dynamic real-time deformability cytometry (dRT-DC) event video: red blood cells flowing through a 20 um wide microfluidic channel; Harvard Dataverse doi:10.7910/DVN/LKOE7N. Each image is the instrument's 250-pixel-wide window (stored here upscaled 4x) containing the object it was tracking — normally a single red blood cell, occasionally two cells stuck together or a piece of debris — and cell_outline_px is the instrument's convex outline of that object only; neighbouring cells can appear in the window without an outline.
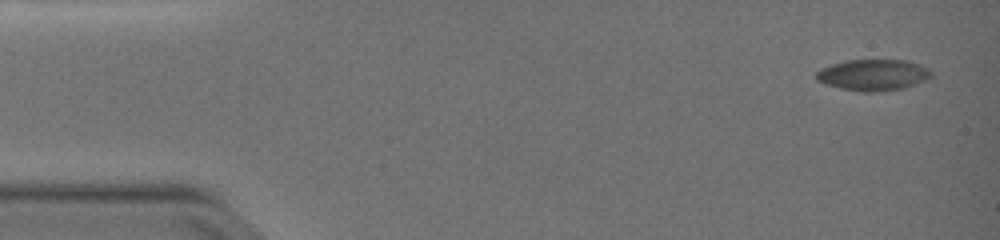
{"species": "common noctule bat (a hibernating species)", "species_latin": "Nyctalus noctula", "temperature_condition": "warm", "stored_images_in_passage": 9, "camera_frame_rate_fps": 3000, "um_per_image_px": 0.085, "animal": {"sex": "female", "body_mass_g": 19.0, "forearm_length_mm": 51.5}, "frame": {"image": 1, "passage_image": 1, "time_ms": 0.0, "image_size_px": [1000, 240], "cell_outline_px": [[932, 76], [924, 80], [904, 88], [876, 92], [860, 92], [840, 88], [824, 84], [816, 80], [816, 72], [820, 68], [832, 64], [848, 60], [908, 60], [920, 64], [928, 68], [932, 72]], "centroid_in_image_um": [74.2, 6.37], "position_along_channel_um": 10.8, "area_um2": 21.04}}
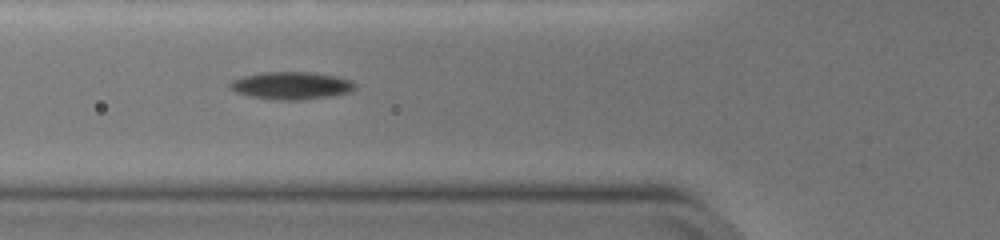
{"frame": {"image": 2, "passage_image": 8, "time_ms": 2.333, "image_size_px": [1000, 240], "cell_outline_px": [[356, 88], [352, 92], [304, 100], [276, 100], [248, 96], [236, 92], [228, 88], [228, 84], [232, 80], [240, 76], [260, 72], [316, 72], [336, 76], [352, 80], [356, 84]], "centroid_in_image_um": [24.74, 7.27], "position_along_channel_um": 101.1, "area_um2": 20.52}}
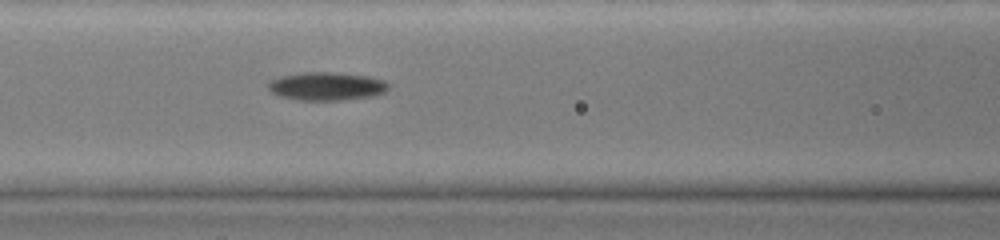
{"frame": {"image": 3, "passage_image": 9, "time_ms": 2.667, "image_size_px": [1000, 240], "cell_outline_px": [[388, 88], [384, 92], [372, 96], [344, 100], [296, 100], [280, 96], [272, 92], [268, 88], [268, 84], [272, 80], [280, 76], [300, 72], [332, 72], [368, 76], [384, 80], [388, 84]], "centroid_in_image_um": [27.75, 7.33], "position_along_channel_um": 138.9, "area_um2": 19.77}}